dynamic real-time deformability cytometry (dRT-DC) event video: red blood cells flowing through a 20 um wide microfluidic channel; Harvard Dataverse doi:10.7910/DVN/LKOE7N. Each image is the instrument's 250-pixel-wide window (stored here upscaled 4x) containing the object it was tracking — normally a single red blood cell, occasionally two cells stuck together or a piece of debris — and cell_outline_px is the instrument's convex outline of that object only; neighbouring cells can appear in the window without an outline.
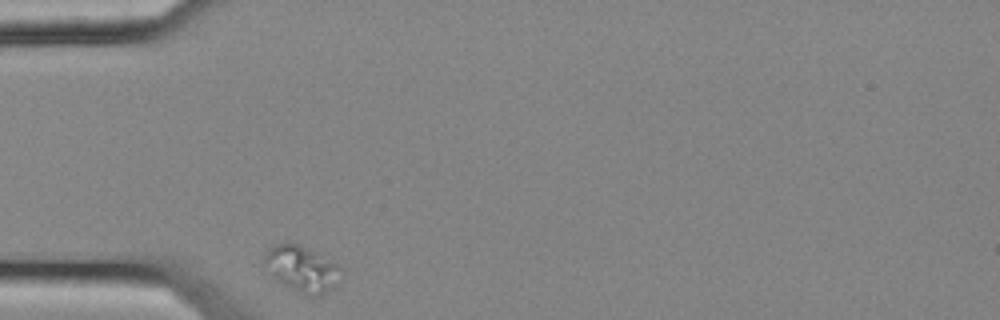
{"species": "common noctule bat (a hibernating species)", "species_latin": "Nyctalus noctula", "temperature_condition": "cold", "stored_images_in_passage": 33, "camera_frame_rate_fps": 3000, "um_per_image_px": 0.085, "animal": {"sex": "female", "body_mass_g": 25.1}, "frame": {"image": 1, "passage_image": 1, "time_ms": 0.0, "image_size_px": [1000, 320], "cell_outline_px": [[340, 268], [332, 288], [320, 296], [312, 296], [272, 276], [264, 264], [264, 256], [276, 244], [296, 244], [336, 264]], "centroid_in_image_um": [25.62, 22.85], "position_along_channel_um": 59.4, "area_um2": 18.73}}
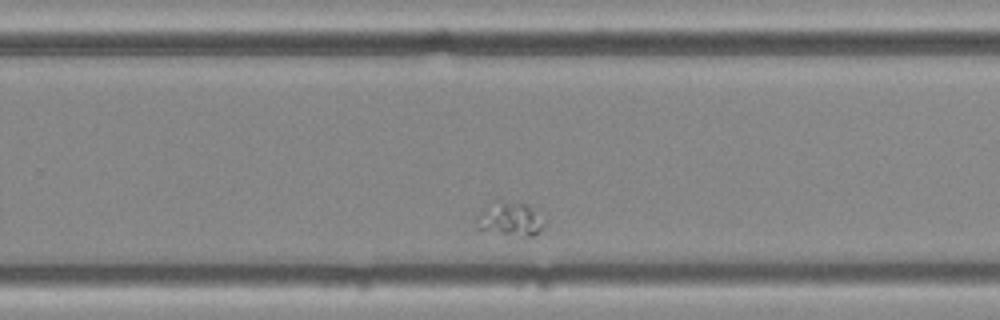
{"frame": {"image": 2, "passage_image": 24, "time_ms": 7.667, "image_size_px": [1000, 320], "cell_outline_px": [[548, 224], [540, 232], [532, 236], [524, 236], [476, 228], [476, 216], [492, 200], [500, 200], [528, 204], [548, 212]], "centroid_in_image_um": [43.54, 18.56], "position_along_channel_um": 286.3, "area_um2": 14.28}}
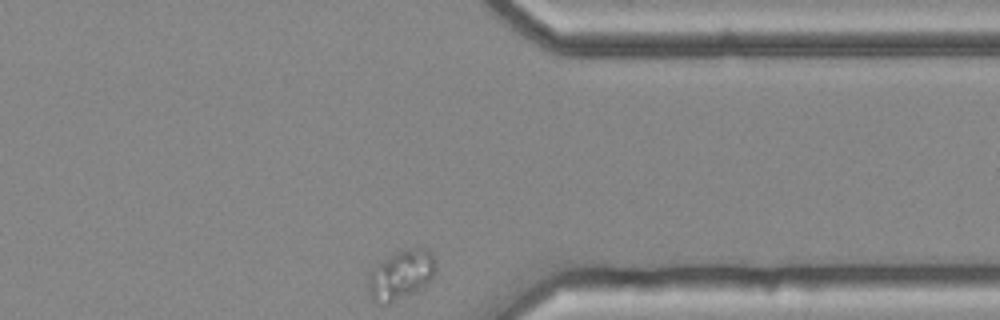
{"frame": {"image": 3, "passage_image": 33, "time_ms": 10.667, "image_size_px": [1000, 320], "cell_outline_px": [[436, 268], [428, 284], [424, 288], [388, 304], [384, 304], [372, 300], [368, 288], [368, 284], [372, 272], [376, 264], [396, 252], [408, 248], [428, 248], [432, 252], [436, 260]], "centroid_in_image_um": [34.14, 23.35], "position_along_channel_um": 377.3, "area_um2": 19.48}}